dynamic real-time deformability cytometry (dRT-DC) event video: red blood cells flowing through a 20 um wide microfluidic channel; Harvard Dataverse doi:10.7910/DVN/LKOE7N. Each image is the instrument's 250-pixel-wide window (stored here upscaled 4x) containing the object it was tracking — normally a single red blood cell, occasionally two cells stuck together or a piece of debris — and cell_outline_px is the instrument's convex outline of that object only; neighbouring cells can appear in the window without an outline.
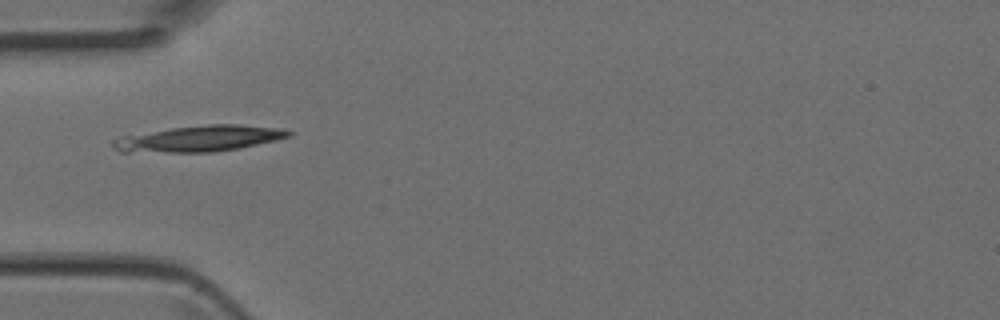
{"species": "Egyptian fruit bat (a non-hibernating species)", "species_latin": "Rousettus aegyptiacus", "temperature_condition": "room temperature", "stored_images_in_passage": 4, "camera_frame_rate_fps": 3000, "um_per_image_px": 0.085, "animal": {"sex": "female"}, "frame": {"image": 1, "passage_image": 4, "time_ms": 1.0, "image_size_px": [1000, 320], "cell_outline_px": [[296, 132], [292, 136], [276, 140], [240, 148], [212, 152], [120, 152], [112, 148], [112, 140], [120, 136], [172, 128], [208, 124], [236, 124], [280, 128]], "centroid_in_image_um": [16.94, 11.78], "position_along_channel_um": 68.1, "area_um2": 26.82}}